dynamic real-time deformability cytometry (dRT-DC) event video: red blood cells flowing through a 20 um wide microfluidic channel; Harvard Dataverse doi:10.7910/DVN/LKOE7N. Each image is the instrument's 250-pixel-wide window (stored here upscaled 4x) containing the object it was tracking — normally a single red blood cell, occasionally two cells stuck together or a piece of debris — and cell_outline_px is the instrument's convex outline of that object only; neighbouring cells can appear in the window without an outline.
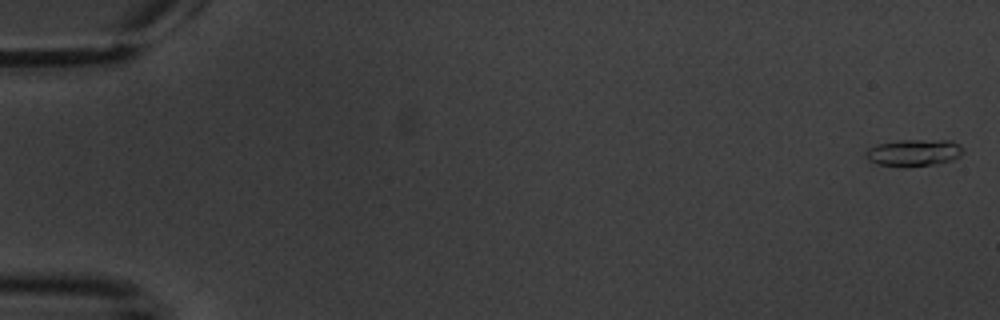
{"species": "common noctule bat (a hibernating species)", "species_latin": "Nyctalus noctula", "temperature_condition": "warm", "stored_images_in_passage": 7, "camera_frame_rate_fps": 3000, "um_per_image_px": 0.085, "animal": {"sex": "male", "body_mass_g": 20.1, "forearm_length_mm": 53.5}, "frame": {"image": 1, "passage_image": 1, "time_ms": 0.0, "image_size_px": [1000, 320], "cell_outline_px": [[964, 152], [960, 156], [952, 160], [936, 164], [876, 164], [868, 160], [864, 156], [864, 152], [868, 148], [876, 144], [896, 140], [952, 140], [960, 144], [964, 148]], "centroid_in_image_um": [77.7, 12.92], "position_along_channel_um": 7.3, "area_um2": 14.97}}